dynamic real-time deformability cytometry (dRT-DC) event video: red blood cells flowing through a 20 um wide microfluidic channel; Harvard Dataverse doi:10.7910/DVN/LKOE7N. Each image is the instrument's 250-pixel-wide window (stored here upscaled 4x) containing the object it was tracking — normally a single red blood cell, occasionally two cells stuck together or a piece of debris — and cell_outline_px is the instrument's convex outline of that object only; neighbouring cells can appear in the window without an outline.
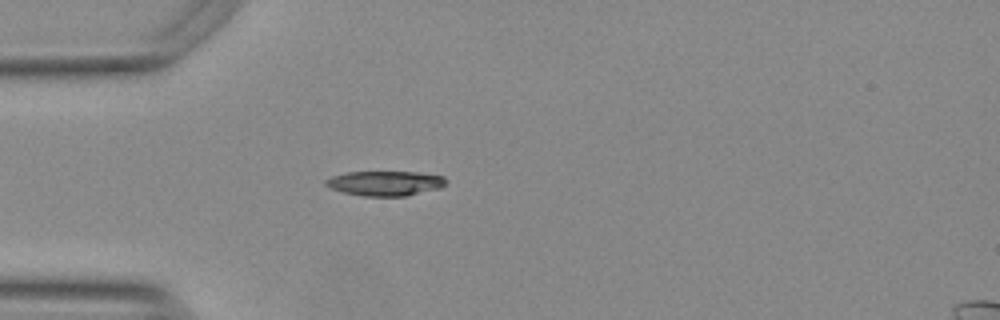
{"species": "Egyptian fruit bat (a non-hibernating species)", "species_latin": "Rousettus aegyptiacus", "temperature_condition": "warm", "stored_images_in_passage": 6, "camera_frame_rate_fps": 3000, "um_per_image_px": 0.085, "animal": {"sex": "female"}, "frame": {"image": 1, "passage_image": 1, "time_ms": 0.0, "image_size_px": [1000, 320], "cell_outline_px": [[444, 184], [440, 188], [404, 196], [364, 196], [344, 192], [332, 188], [324, 184], [324, 180], [332, 176], [348, 172], [416, 172], [444, 176]], "centroid_in_image_um": [32.71, 15.57], "position_along_channel_um": 52.3, "area_um2": 17.11}}
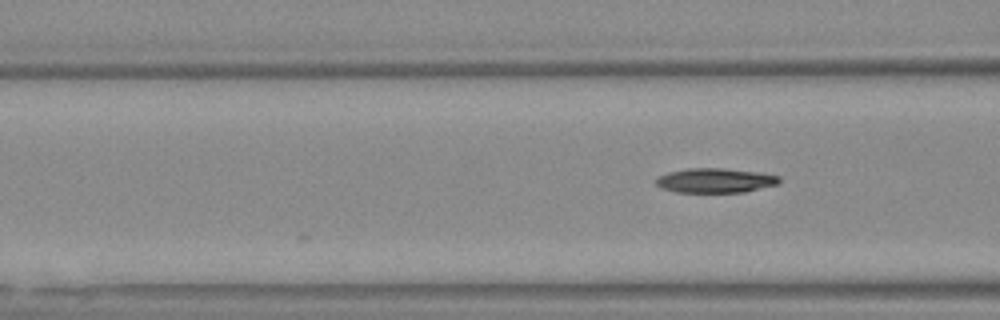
{"frame": {"image": 2, "passage_image": 6, "time_ms": 1.667, "image_size_px": [1000, 320], "cell_outline_px": [[780, 184], [744, 192], [676, 192], [664, 188], [656, 184], [652, 180], [668, 172], [688, 168], [724, 168], [756, 172], [780, 176]], "centroid_in_image_um": [60.8, 15.34], "position_along_channel_um": 105.8, "area_um2": 17.63}}